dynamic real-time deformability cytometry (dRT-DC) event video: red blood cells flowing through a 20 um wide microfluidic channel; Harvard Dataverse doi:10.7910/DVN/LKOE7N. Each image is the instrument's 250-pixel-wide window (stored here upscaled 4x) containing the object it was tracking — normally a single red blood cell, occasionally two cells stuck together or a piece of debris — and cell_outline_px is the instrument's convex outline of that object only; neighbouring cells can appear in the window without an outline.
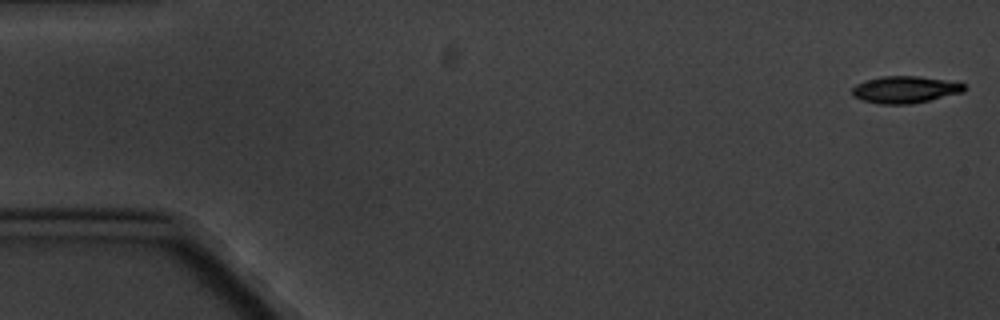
{"species": "common noctule bat (a hibernating species)", "species_latin": "Nyctalus noctula", "temperature_condition": "cold", "stored_images_in_passage": 6, "camera_frame_rate_fps": 3000, "um_per_image_px": 0.085, "animal": {"sex": "male", "body_mass_g": 20.1, "forearm_length_mm": 53.5}, "frame": {"image": 1, "passage_image": 1, "time_ms": 0.0, "image_size_px": [1000, 320], "cell_outline_px": [[964, 92], [912, 104], [880, 104], [864, 100], [852, 96], [852, 88], [856, 84], [880, 76], [916, 76], [944, 80], [964, 84]], "centroid_in_image_um": [76.9, 7.62], "position_along_channel_um": 8.1, "area_um2": 17.4}}
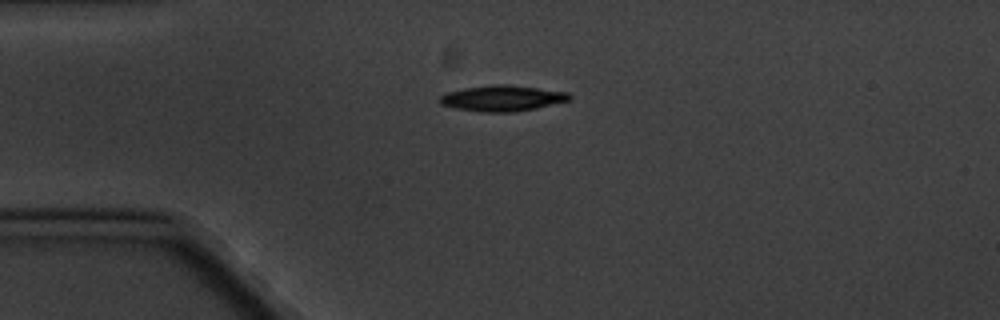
{"frame": {"image": 2, "passage_image": 4, "time_ms": 4.333, "image_size_px": [1000, 320], "cell_outline_px": [[572, 100], [536, 108], [516, 112], [480, 112], [456, 108], [440, 104], [440, 96], [448, 92], [464, 88], [492, 84], [508, 84], [568, 92], [572, 96]], "centroid_in_image_um": [42.73, 8.35], "position_along_channel_um": 42.3, "area_um2": 19.59}}